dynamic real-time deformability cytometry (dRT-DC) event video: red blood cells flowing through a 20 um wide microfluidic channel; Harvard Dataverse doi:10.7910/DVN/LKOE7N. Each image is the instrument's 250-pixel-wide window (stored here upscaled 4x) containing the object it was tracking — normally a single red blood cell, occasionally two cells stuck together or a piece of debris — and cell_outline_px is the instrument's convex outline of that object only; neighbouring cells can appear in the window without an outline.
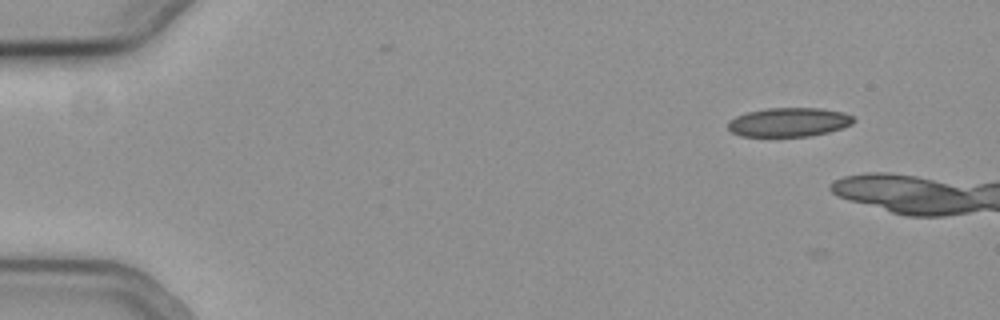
{"species": "common noctule bat (a hibernating species)", "species_latin": "Nyctalus noctula", "temperature_condition": "cold", "stored_images_in_passage": 8, "camera_frame_rate_fps": 3000, "um_per_image_px": 0.085, "animal": {"sex": "female", "body_mass_g": 19.3, "forearm_length_mm": 54.1}, "frame": {"image": 1, "passage_image": 7, "time_ms": 2.0, "image_size_px": [1000, 320], "cell_outline_px": [[856, 120], [852, 124], [828, 132], [808, 136], [740, 136], [732, 132], [728, 128], [728, 124], [736, 116], [748, 112], [768, 108], [820, 108], [844, 112], [852, 116]], "centroid_in_image_um": [67.08, 10.38], "position_along_channel_um": 17.9, "area_um2": 21.04}}